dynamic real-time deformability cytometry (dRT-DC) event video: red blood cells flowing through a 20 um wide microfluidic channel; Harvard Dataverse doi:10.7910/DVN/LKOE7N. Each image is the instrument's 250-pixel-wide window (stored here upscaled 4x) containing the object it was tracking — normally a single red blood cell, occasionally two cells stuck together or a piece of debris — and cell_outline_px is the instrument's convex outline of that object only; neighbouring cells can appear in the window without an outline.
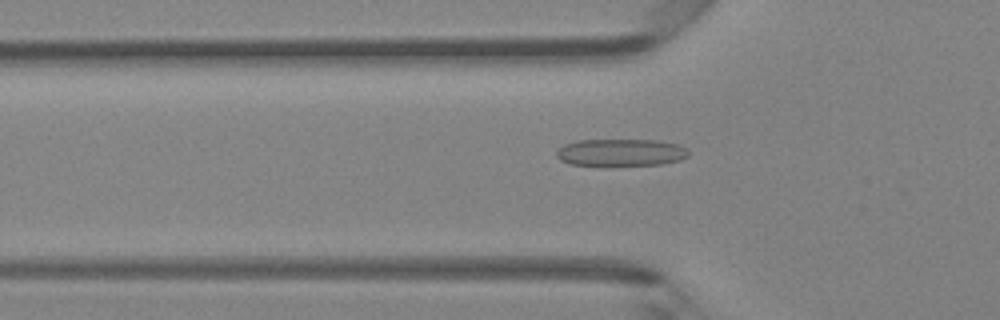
{"species": "Egyptian fruit bat (a non-hibernating species)", "species_latin": "Rousettus aegyptiacus", "temperature_condition": "room temperature", "stored_images_in_passage": 47, "camera_frame_rate_fps": 3000, "um_per_image_px": 0.085, "animal": {"sex": "female"}, "frame": {"image": 1, "passage_image": 16, "time_ms": 5.0, "image_size_px": [1000, 320], "cell_outline_px": [[688, 156], [680, 160], [664, 164], [604, 168], [572, 164], [560, 160], [556, 156], [556, 152], [564, 144], [576, 140], [656, 140], [680, 144], [688, 148]], "centroid_in_image_um": [52.77, 13.0], "position_along_channel_um": 73.0, "area_um2": 21.96}}
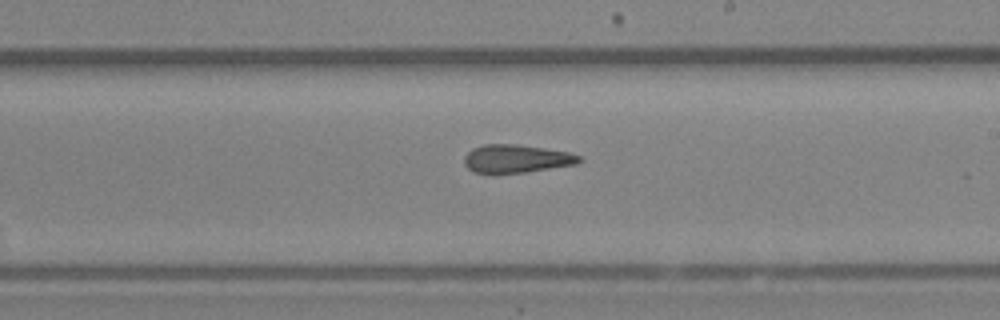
{"frame": {"image": 2, "passage_image": 28, "time_ms": 9.0, "image_size_px": [1000, 320], "cell_outline_px": [[580, 160], [576, 164], [524, 172], [496, 176], [492, 176], [472, 172], [464, 164], [464, 156], [472, 148], [484, 144], [516, 144], [544, 148], [568, 152], [580, 156]], "centroid_in_image_um": [43.78, 13.52], "position_along_channel_um": 245.2, "area_um2": 19.31}}
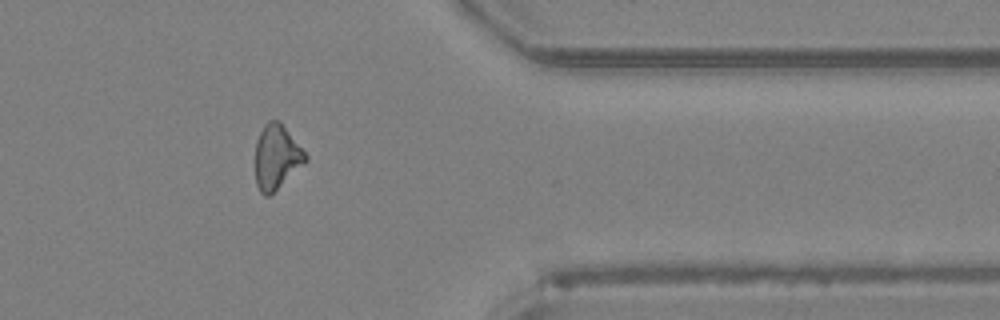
{"frame": {"image": 3, "passage_image": 39, "time_ms": 12.667, "image_size_px": [1000, 320], "cell_outline_px": [[308, 160], [304, 164], [268, 196], [264, 196], [260, 192], [256, 184], [256, 140], [264, 124], [268, 120], [280, 120], [308, 156]], "centroid_in_image_um": [23.51, 13.31], "position_along_channel_um": 387.9, "area_um2": 18.73}, "authors_computed_cell_mechanics": {"area_um2": 19.3052, "velocity_mm_per_s": 4.3043, "shape_relaxation_time_tau1_ms": null, "shape_relaxation_time_tau2_ms": 4.0248, "deformation_change_tau1": null, "deformation_change_tau2": 0.1452}}